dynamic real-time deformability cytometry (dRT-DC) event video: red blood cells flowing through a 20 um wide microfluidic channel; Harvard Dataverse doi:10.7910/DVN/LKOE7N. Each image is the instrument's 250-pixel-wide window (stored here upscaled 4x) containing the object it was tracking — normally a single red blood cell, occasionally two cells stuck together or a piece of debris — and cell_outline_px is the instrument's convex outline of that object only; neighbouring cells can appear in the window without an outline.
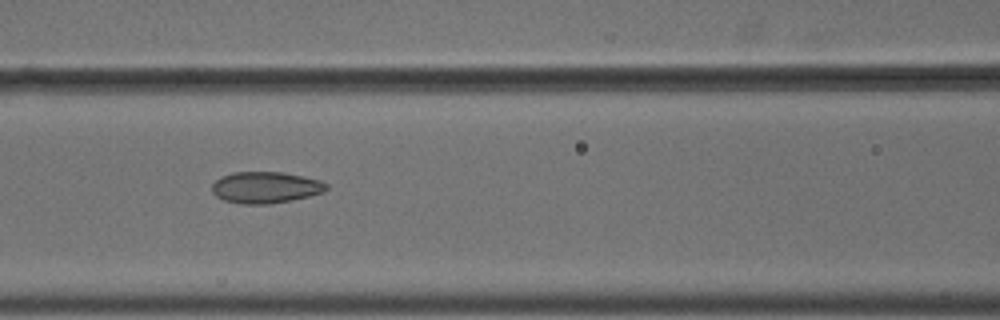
{"species": "common noctule bat (a hibernating species)", "species_latin": "Nyctalus noctula", "temperature_condition": "cold", "stored_images_in_passage": 9, "camera_frame_rate_fps": 3000, "um_per_image_px": 0.085, "animal": {"sex": "male", "body_mass_g": 18.8}, "frame": {"image": 1, "passage_image": 7, "time_ms": 2.0, "image_size_px": [1000, 320], "cell_outline_px": [[328, 188], [324, 192], [292, 200], [268, 204], [244, 204], [224, 200], [216, 196], [212, 192], [212, 184], [220, 176], [232, 172], [284, 172], [320, 180], [328, 184]], "centroid_in_image_um": [22.56, 15.92], "position_along_channel_um": 144.0, "area_um2": 21.04}}
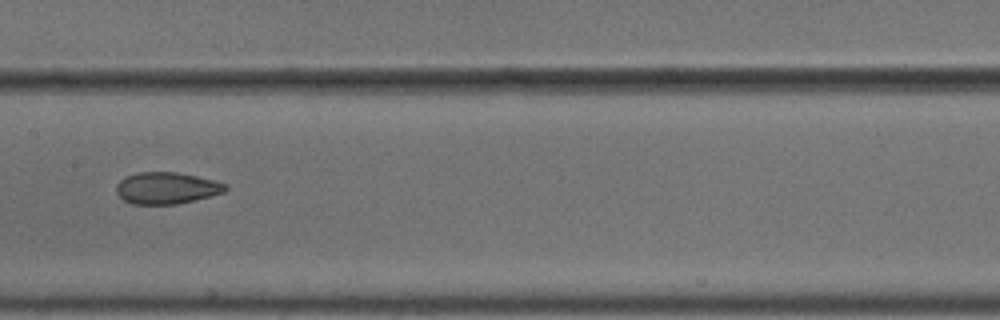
{"frame": {"image": 2, "passage_image": 8, "time_ms": 2.333, "image_size_px": [1000, 320], "cell_outline_px": [[228, 188], [224, 192], [176, 204], [132, 204], [124, 200], [116, 192], [116, 184], [124, 176], [136, 172], [176, 172], [196, 176], [228, 184]], "centroid_in_image_um": [14.12, 15.97], "position_along_channel_um": 193.3, "area_um2": 20.06}}
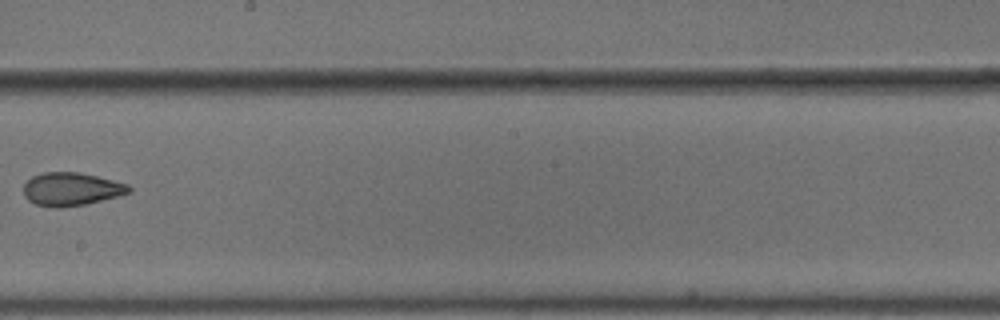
{"frame": {"image": 3, "passage_image": 9, "time_ms": 2.667, "image_size_px": [1000, 320], "cell_outline_px": [[132, 192], [84, 204], [60, 208], [36, 204], [28, 200], [24, 196], [24, 184], [32, 176], [40, 172], [80, 172], [128, 184], [132, 188]], "centroid_in_image_um": [6.04, 16.06], "position_along_channel_um": 242.2, "area_um2": 20.23}}